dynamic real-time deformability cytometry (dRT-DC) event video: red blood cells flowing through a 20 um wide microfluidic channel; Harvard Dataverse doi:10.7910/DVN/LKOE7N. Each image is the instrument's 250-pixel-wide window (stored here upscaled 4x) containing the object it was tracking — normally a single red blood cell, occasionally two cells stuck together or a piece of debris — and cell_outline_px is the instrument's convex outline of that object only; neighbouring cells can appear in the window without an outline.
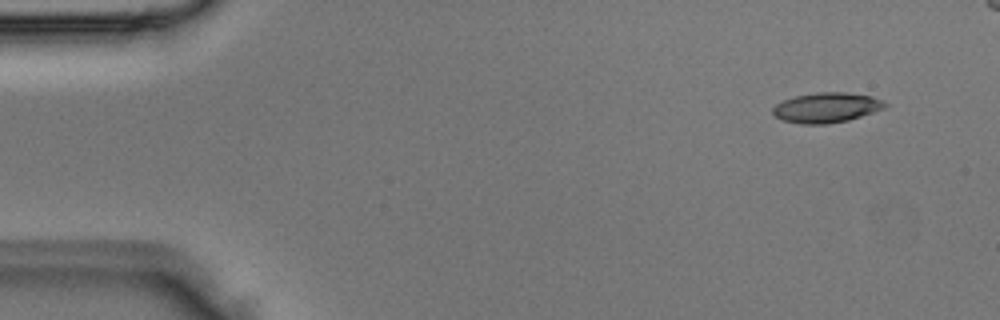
{"species": "Egyptian fruit bat (a non-hibernating species)", "species_latin": "Rousettus aegyptiacus", "temperature_condition": "room temperature", "stored_images_in_passage": 3, "camera_frame_rate_fps": 3000, "um_per_image_px": 0.085, "animal": {"sex": "male"}, "frame": {"image": 1, "passage_image": 1, "time_ms": 0.0, "image_size_px": [1000, 320], "cell_outline_px": [[888, 104], [884, 108], [848, 120], [828, 124], [800, 124], [784, 120], [776, 116], [772, 112], [772, 108], [776, 104], [784, 100], [796, 96], [816, 92], [848, 92], [872, 96], [884, 100]], "centroid_in_image_um": [70.27, 9.14], "position_along_channel_um": 14.7, "area_um2": 19.59}}